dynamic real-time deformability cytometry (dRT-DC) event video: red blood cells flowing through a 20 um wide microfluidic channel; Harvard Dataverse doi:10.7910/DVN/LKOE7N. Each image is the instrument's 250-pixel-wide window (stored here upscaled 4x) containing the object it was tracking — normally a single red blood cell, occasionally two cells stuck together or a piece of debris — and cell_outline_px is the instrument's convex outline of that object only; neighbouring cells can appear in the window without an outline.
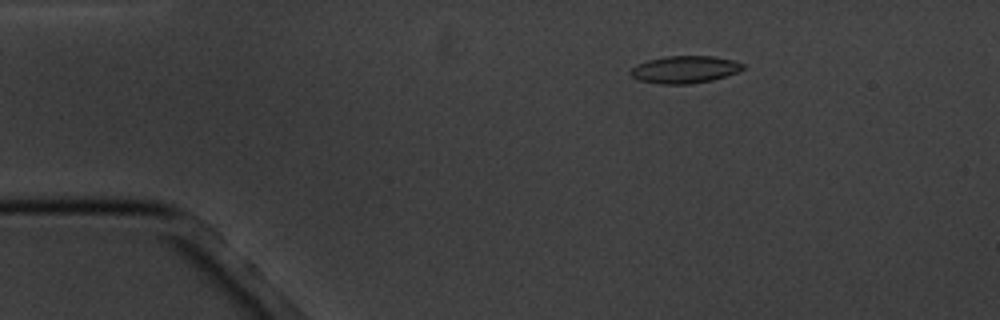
{"species": "common noctule bat (a hibernating species)", "species_latin": "Nyctalus noctula", "temperature_condition": "cold", "stored_images_in_passage": 5, "camera_frame_rate_fps": 3000, "um_per_image_px": 0.085, "animal": {"sex": "male", "body_mass_g": 20.1, "forearm_length_mm": 53.5}, "frame": {"image": 1, "passage_image": 3, "time_ms": 2.667, "image_size_px": [1000, 320], "cell_outline_px": [[744, 68], [736, 72], [712, 80], [688, 84], [660, 84], [640, 80], [632, 76], [628, 72], [636, 64], [648, 60], [664, 56], [712, 56], [732, 60], [744, 64]], "centroid_in_image_um": [58.16, 5.9], "position_along_channel_um": 26.8, "area_um2": 17.74}}